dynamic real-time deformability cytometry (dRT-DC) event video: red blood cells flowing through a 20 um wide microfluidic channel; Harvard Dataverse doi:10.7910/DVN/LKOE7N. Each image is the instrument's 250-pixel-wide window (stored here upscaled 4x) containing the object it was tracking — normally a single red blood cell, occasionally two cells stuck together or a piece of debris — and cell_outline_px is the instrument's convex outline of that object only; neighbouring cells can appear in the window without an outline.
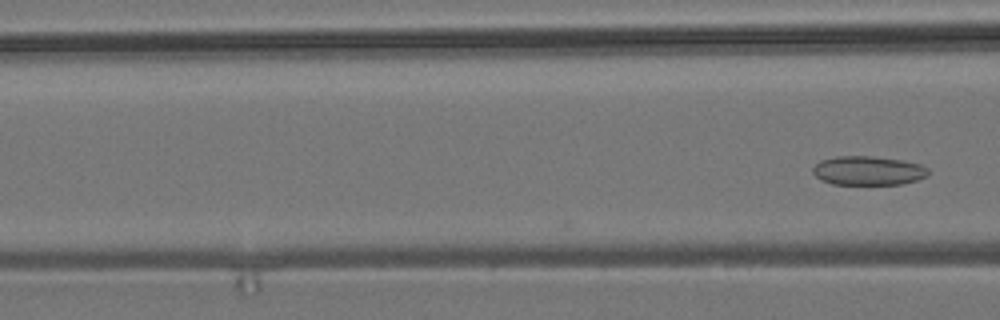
{"species": "common noctule bat (a hibernating species)", "species_latin": "Nyctalus noctula", "temperature_condition": "room temperature", "stored_images_in_passage": 7, "camera_frame_rate_fps": 3000, "um_per_image_px": 0.085, "animal": {"sex": "male", "body_mass_g": 19.2, "forearm_length_mm": 51.8}, "frame": {"image": 1, "passage_image": 7, "time_ms": 2.0, "image_size_px": [1000, 320], "cell_outline_px": [[928, 176], [904, 184], [832, 184], [820, 180], [812, 172], [812, 168], [820, 160], [836, 156], [872, 156], [900, 160], [920, 164], [928, 168]], "centroid_in_image_um": [73.77, 14.5], "position_along_channel_um": 92.8, "area_um2": 19.59}}